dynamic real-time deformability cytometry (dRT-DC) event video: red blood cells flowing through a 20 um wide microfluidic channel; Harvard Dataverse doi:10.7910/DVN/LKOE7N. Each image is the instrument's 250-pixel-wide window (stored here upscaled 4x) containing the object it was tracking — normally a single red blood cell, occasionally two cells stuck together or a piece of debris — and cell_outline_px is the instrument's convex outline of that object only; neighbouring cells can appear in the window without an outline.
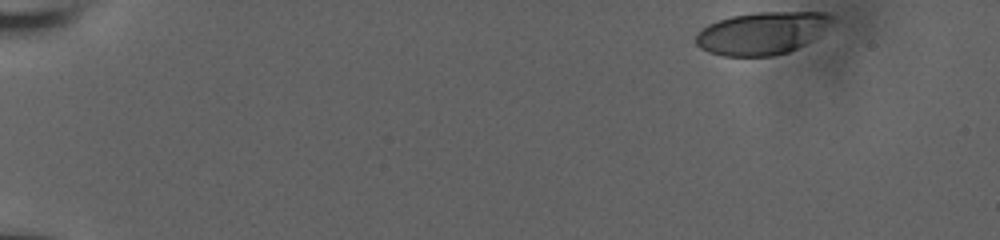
{"species": "human", "species_latin": "Homo sapiens", "temperature_condition": "room temperature", "stored_images_in_passage": 45, "camera_frame_rate_fps": 3000, "um_per_image_px": 0.085, "donor": {"sex": "male"}, "frame": {"image": 1, "passage_image": 1, "time_ms": 0.0, "image_size_px": [1000, 240], "cell_outline_px": [[832, 20], [804, 44], [788, 52], [772, 56], [724, 56], [708, 52], [700, 48], [696, 44], [696, 32], [700, 28], [708, 24], [732, 16], [756, 12], [824, 12], [832, 16]], "centroid_in_image_um": [64.66, 2.82], "position_along_channel_um": 20.3, "area_um2": 33.18}}
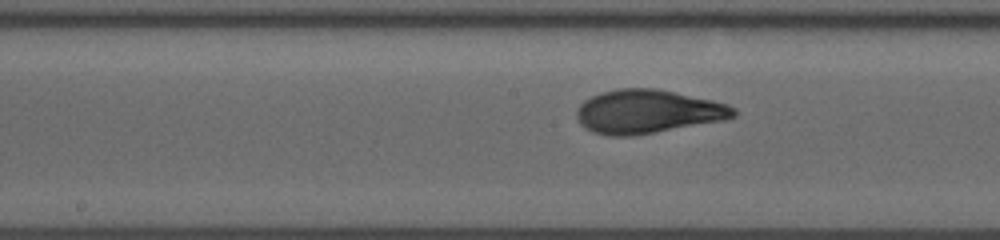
{"frame": {"image": 2, "passage_image": 26, "time_ms": 8.333, "image_size_px": [1000, 240], "cell_outline_px": [[736, 116], [724, 120], [632, 136], [608, 136], [592, 132], [584, 128], [580, 124], [576, 116], [576, 108], [584, 100], [600, 92], [620, 88], [656, 88], [676, 92], [712, 100], [728, 104], [736, 108]], "centroid_in_image_um": [55.03, 9.48], "position_along_channel_um": 193.2, "area_um2": 40.11}}
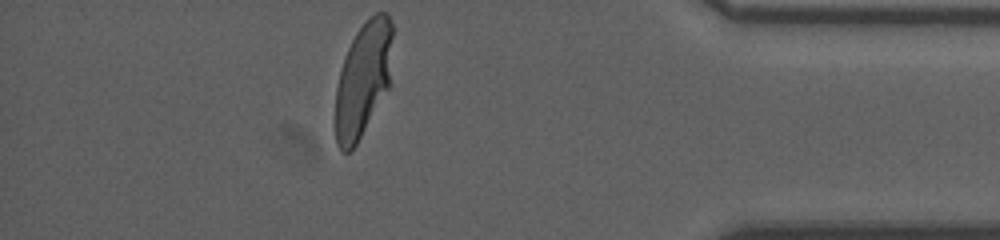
{"frame": {"image": 3, "passage_image": 45, "time_ms": 14.667, "image_size_px": [1000, 240], "cell_outline_px": [[392, 84], [356, 144], [348, 152], [340, 152], [336, 144], [336, 88], [340, 68], [344, 56], [356, 32], [368, 16], [376, 12], [388, 12], [392, 24]], "centroid_in_image_um": [30.9, 6.71], "position_along_channel_um": 404.3, "area_um2": 38.96}, "authors_computed_cell_mechanics": {"area_um2": 38.5526, "velocity_mm_per_s": 3.8343, "shape_relaxation_time_tau1_ms": 4.602, "shape_relaxation_time_tau2_ms": null, "deformation_change_tau1": 0.2048, "deformation_change_tau2": null}}